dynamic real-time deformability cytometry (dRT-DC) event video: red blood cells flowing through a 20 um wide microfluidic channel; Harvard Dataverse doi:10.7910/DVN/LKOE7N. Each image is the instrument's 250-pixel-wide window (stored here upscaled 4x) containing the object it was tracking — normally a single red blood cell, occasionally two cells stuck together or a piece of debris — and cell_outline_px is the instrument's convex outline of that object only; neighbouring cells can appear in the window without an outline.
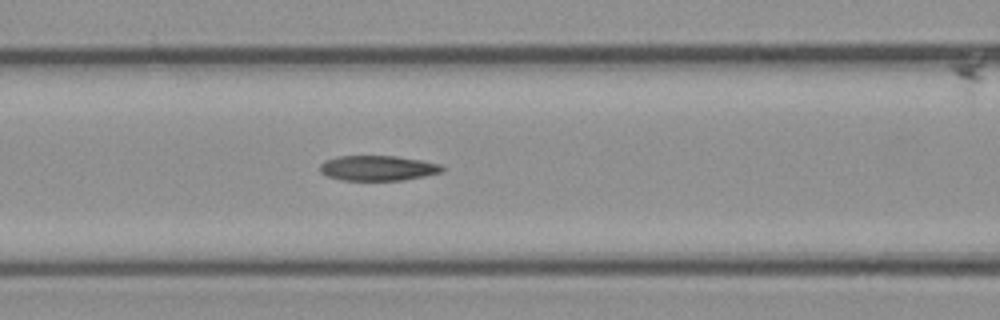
{"species": "common noctule bat (a hibernating species)", "species_latin": "Nyctalus noctula", "temperature_condition": "cold", "stored_images_in_passage": 35, "camera_frame_rate_fps": 3000, "um_per_image_px": 0.085, "animal": {"sex": "female", "body_mass_g": 21.9}, "frame": {"image": 1, "passage_image": 5, "time_ms": 1.333, "image_size_px": [1000, 320], "cell_outline_px": [[444, 172], [404, 180], [340, 180], [328, 176], [320, 172], [320, 164], [324, 160], [340, 156], [396, 156], [420, 160], [440, 164], [444, 168]], "centroid_in_image_um": [32.11, 14.29], "position_along_channel_um": 134.5, "area_um2": 17.92}}
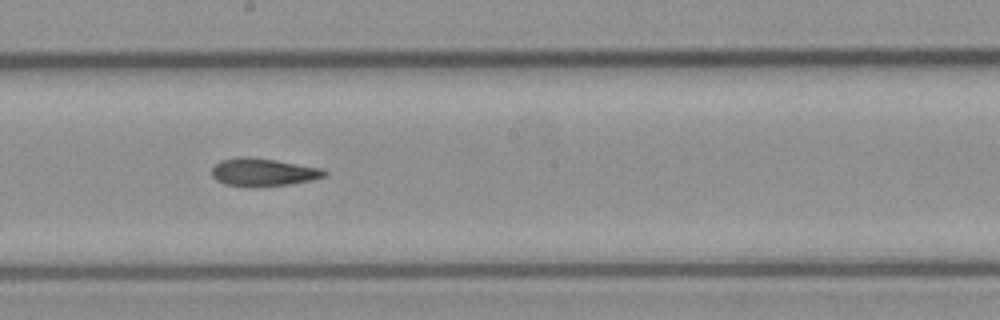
{"frame": {"image": 2, "passage_image": 12, "time_ms": 3.667, "image_size_px": [1000, 320], "cell_outline_px": [[328, 172], [324, 176], [312, 180], [288, 184], [256, 188], [252, 188], [224, 184], [216, 180], [212, 176], [212, 168], [220, 160], [240, 156], [248, 156], [276, 160], [324, 168]], "centroid_in_image_um": [22.36, 14.64], "position_along_channel_um": 225.8, "area_um2": 18.67}}
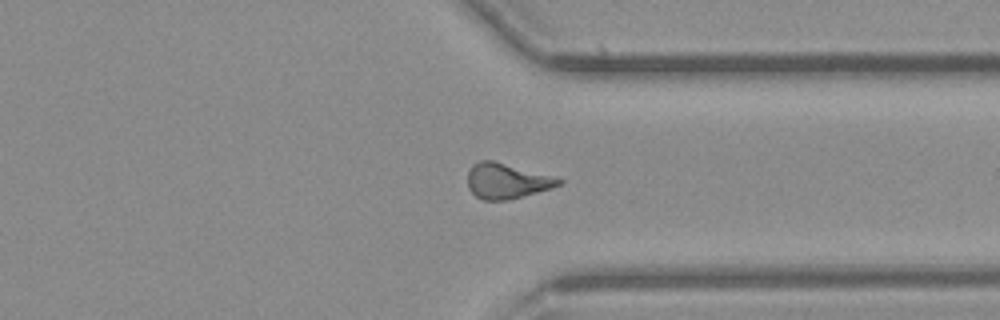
{"frame": {"image": 3, "passage_image": 23, "time_ms": 7.333, "image_size_px": [1000, 320], "cell_outline_px": [[564, 180], [560, 184], [548, 188], [508, 200], [484, 200], [476, 196], [468, 188], [468, 172], [472, 164], [480, 160], [492, 160]], "centroid_in_image_um": [42.98, 15.38], "position_along_channel_um": 368.4, "area_um2": 18.15}, "authors_computed_cell_mechanics": {"area_um2": 18.207, "velocity_mm_per_s": 3.907, "shape_relaxation_time_tau1_ms": 9.4332, "shape_relaxation_time_tau2_ms": 3.5487, "deformation_change_tau1": 0.2051, "deformation_change_tau2": 0.1103}}